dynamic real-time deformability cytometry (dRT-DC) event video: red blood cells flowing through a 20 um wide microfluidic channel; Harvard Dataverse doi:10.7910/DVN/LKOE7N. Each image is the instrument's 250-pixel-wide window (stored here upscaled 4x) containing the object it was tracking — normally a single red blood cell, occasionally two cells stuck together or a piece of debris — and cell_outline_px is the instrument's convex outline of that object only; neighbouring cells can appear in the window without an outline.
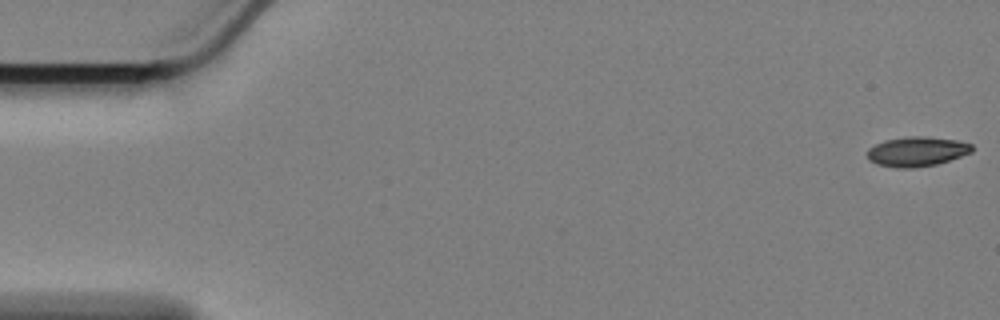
{"species": "Egyptian fruit bat (a non-hibernating species)", "species_latin": "Rousettus aegyptiacus", "temperature_condition": "cold", "stored_images_in_passage": 59, "camera_frame_rate_fps": 3000, "um_per_image_px": 0.085, "animal": {"sex": "female"}, "frame": {"image": 1, "passage_image": 1, "time_ms": 0.0, "image_size_px": [1000, 320], "cell_outline_px": [[972, 152], [936, 164], [912, 168], [896, 168], [876, 164], [868, 160], [868, 148], [884, 140], [908, 136], [924, 136], [956, 140], [972, 144]], "centroid_in_image_um": [77.9, 12.88], "position_along_channel_um": 7.1, "area_um2": 18.03}}
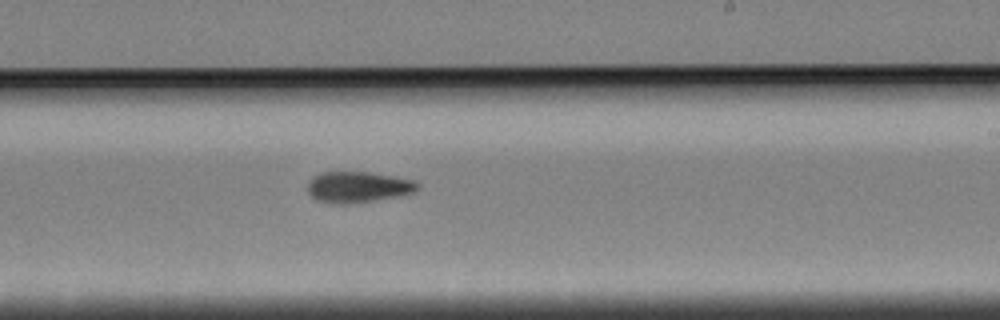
{"frame": {"image": 2, "passage_image": 35, "time_ms": 11.333, "image_size_px": [1000, 320], "cell_outline_px": [[420, 184], [412, 192], [396, 196], [372, 200], [316, 200], [308, 192], [308, 184], [316, 176], [324, 172], [368, 172], [412, 180]], "centroid_in_image_um": [30.46, 15.84], "position_along_channel_um": 258.5, "area_um2": 18.26}}
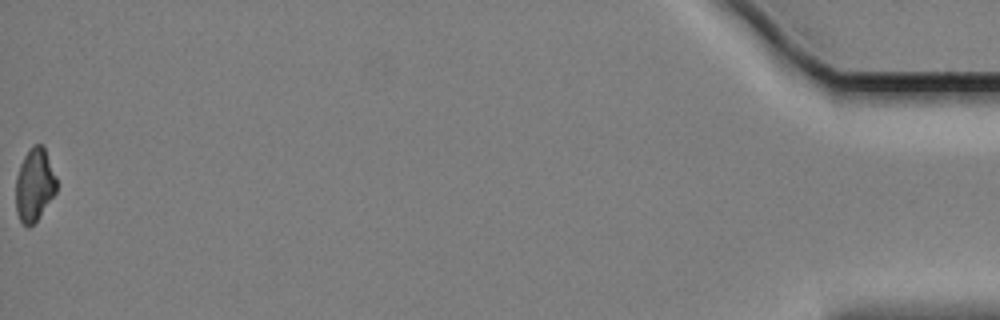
{"frame": {"image": 3, "passage_image": 59, "time_ms": 19.333, "image_size_px": [1000, 320], "cell_outline_px": [[56, 192], [36, 220], [28, 228], [20, 220], [16, 212], [16, 176], [20, 164], [28, 148], [32, 144], [40, 144], [44, 148], [56, 176]], "centroid_in_image_um": [2.91, 15.69], "position_along_channel_um": 432.3, "area_um2": 17.17}, "authors_computed_cell_mechanics": {"area_um2": 18.9006, "velocity_mm_per_s": 3.4075, "shape_relaxation_time_tau1_ms": 3.7347, "shape_relaxation_time_tau2_ms": 6.4093, "deformation_change_tau1": 0.1234, "deformation_change_tau2": 0.1146}}